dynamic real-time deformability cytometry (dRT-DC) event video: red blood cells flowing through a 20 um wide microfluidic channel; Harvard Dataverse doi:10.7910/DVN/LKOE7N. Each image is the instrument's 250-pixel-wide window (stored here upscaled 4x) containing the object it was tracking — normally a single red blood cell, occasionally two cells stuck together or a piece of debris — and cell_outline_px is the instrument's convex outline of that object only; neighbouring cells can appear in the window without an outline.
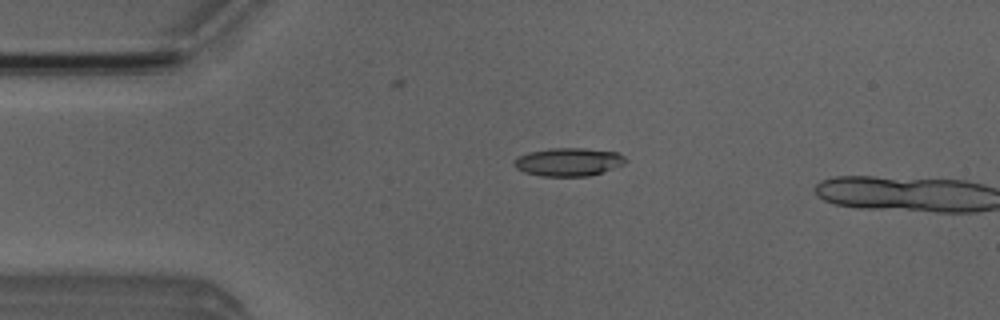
{"species": "Egyptian fruit bat (a non-hibernating species)", "species_latin": "Rousettus aegyptiacus", "temperature_condition": "room temperature", "stored_images_in_passage": 3, "camera_frame_rate_fps": 3000, "um_per_image_px": 0.085, "animal": {"sex": "male"}, "frame": {"image": 1, "passage_image": 2, "time_ms": 1.0, "image_size_px": [1000, 320], "cell_outline_px": [[628, 160], [624, 164], [588, 176], [540, 176], [524, 172], [516, 168], [512, 164], [520, 156], [528, 152], [552, 148], [584, 148], [616, 152], [624, 156]], "centroid_in_image_um": [48.31, 13.76], "position_along_channel_um": 36.7, "area_um2": 18.15}}